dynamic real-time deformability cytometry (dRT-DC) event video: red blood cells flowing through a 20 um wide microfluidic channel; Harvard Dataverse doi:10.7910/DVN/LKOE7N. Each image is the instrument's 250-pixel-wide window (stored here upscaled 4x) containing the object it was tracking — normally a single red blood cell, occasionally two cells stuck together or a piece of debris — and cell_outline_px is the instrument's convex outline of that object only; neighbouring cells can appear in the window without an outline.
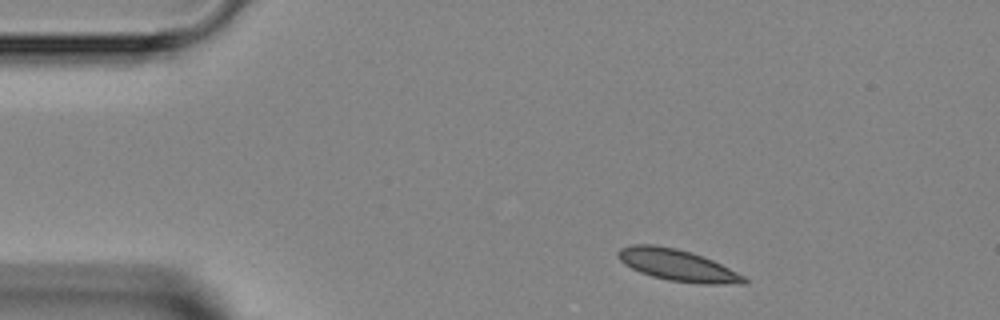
{"species": "Egyptian fruit bat (a non-hibernating species)", "species_latin": "Rousettus aegyptiacus", "temperature_condition": "room temperature", "stored_images_in_passage": 3, "camera_frame_rate_fps": 3000, "um_per_image_px": 0.085, "animal": {"sex": "female"}, "frame": {"image": 1, "passage_image": 1, "time_ms": 0.0, "image_size_px": [1000, 320], "cell_outline_px": [[748, 284], [704, 284], [668, 280], [652, 276], [640, 272], [624, 264], [616, 256], [616, 252], [620, 248], [632, 244], [652, 244], [676, 248], [692, 252], [712, 260], [744, 276], [748, 280]], "centroid_in_image_um": [57.56, 22.53], "position_along_channel_um": 27.4, "area_um2": 23.18}}
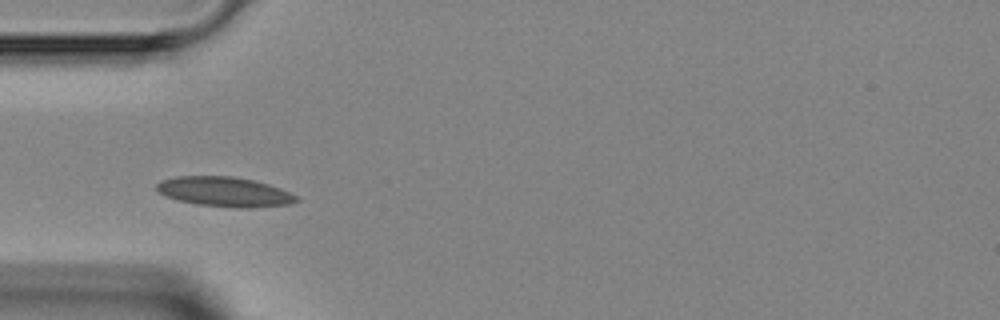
{"frame": {"image": 2, "passage_image": 3, "time_ms": 2.333, "image_size_px": [1000, 320], "cell_outline_px": [[300, 200], [292, 204], [252, 208], [232, 208], [196, 204], [176, 200], [164, 196], [156, 192], [156, 184], [160, 180], [176, 176], [232, 176], [252, 180], [268, 184], [280, 188], [296, 196]], "centroid_in_image_um": [19.04, 16.31], "position_along_channel_um": 66.0, "area_um2": 24.57}}